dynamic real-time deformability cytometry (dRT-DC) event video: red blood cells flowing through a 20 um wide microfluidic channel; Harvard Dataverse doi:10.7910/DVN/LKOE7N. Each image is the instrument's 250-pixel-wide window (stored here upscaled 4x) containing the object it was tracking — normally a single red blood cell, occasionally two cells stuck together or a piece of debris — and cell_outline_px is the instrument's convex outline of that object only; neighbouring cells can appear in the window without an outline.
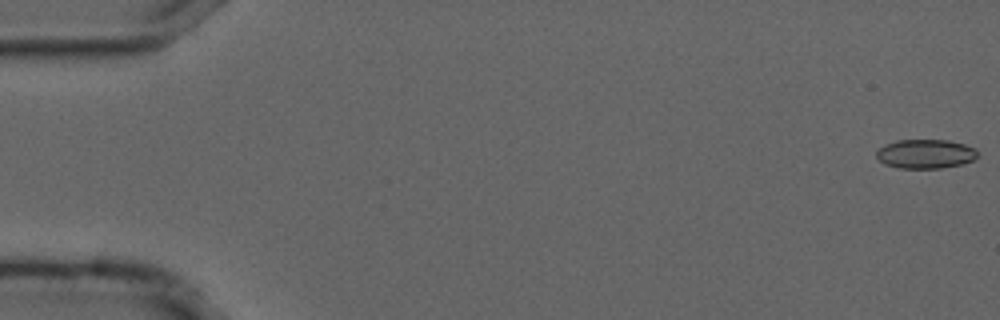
{"species": "common noctule bat (a hibernating species)", "species_latin": "Nyctalus noctula", "temperature_condition": "cold", "stored_images_in_passage": 13, "camera_frame_rate_fps": 3000, "um_per_image_px": 0.085, "animal": {"sex": "male", "forearm_length_mm": 52.5}, "frame": {"image": 1, "passage_image": 1, "time_ms": 0.0, "image_size_px": [1000, 320], "cell_outline_px": [[976, 156], [972, 160], [960, 164], [940, 168], [900, 168], [884, 164], [876, 156], [876, 152], [884, 144], [896, 140], [948, 140], [964, 144], [976, 148]], "centroid_in_image_um": [78.63, 13.07], "position_along_channel_um": 6.4, "area_um2": 17.05}}